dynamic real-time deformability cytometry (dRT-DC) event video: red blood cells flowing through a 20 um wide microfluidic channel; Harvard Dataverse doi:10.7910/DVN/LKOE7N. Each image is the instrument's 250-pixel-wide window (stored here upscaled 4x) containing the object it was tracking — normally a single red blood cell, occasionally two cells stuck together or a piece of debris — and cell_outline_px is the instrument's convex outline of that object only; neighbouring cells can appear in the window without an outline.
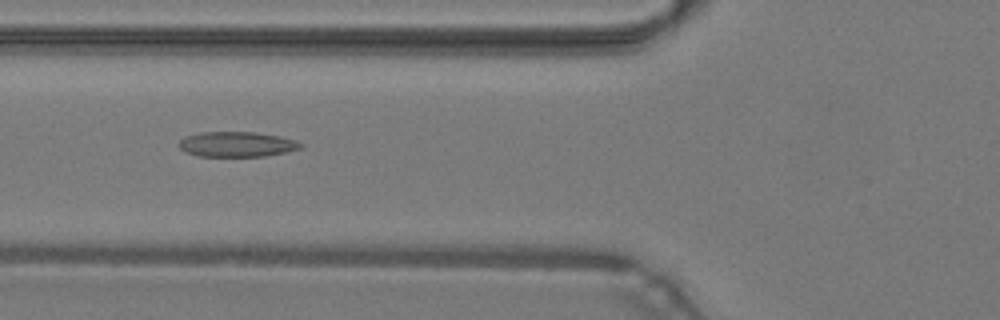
{"species": "common noctule bat (a hibernating species)", "species_latin": "Nyctalus noctula", "temperature_condition": "warm", "stored_images_in_passage": 43, "camera_frame_rate_fps": 3000, "um_per_image_px": 0.085, "animal": {"sex": "male", "body_mass_g": 19.2, "forearm_length_mm": 51.8}, "frame": {"image": 1, "passage_image": 13, "time_ms": 4.0, "image_size_px": [1000, 320], "cell_outline_px": [[304, 144], [300, 148], [284, 152], [264, 156], [196, 156], [184, 152], [176, 144], [184, 136], [200, 132], [252, 132], [276, 136], [296, 140]], "centroid_in_image_um": [20.05, 12.26], "position_along_channel_um": 105.8, "area_um2": 17.8}}
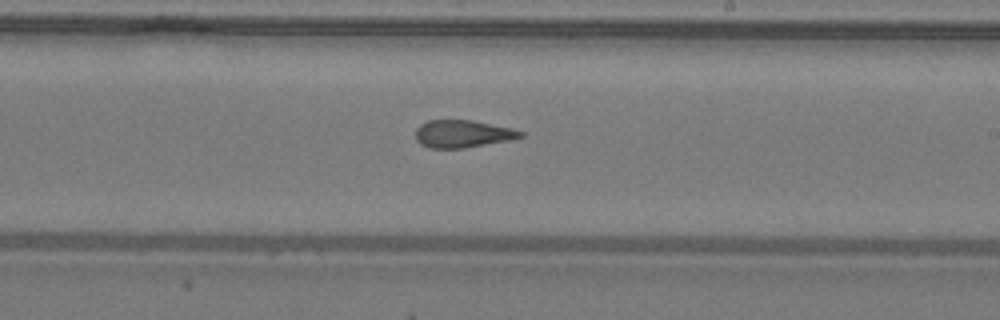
{"frame": {"image": 2, "passage_image": 23, "time_ms": 7.333, "image_size_px": [1000, 320], "cell_outline_px": [[524, 136], [508, 140], [464, 148], [432, 148], [420, 144], [416, 140], [416, 128], [420, 124], [428, 120], [472, 120], [512, 128], [524, 132]], "centroid_in_image_um": [39.31, 11.37], "position_along_channel_um": 249.7, "area_um2": 16.76}}
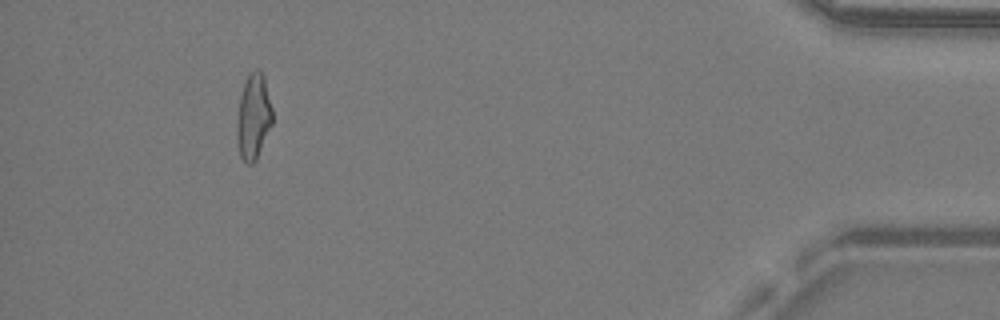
{"frame": {"image": 3, "passage_image": 39, "time_ms": 12.667, "image_size_px": [1000, 320], "cell_outline_px": [[272, 124], [256, 160], [252, 164], [248, 164], [240, 156], [236, 136], [236, 124], [240, 96], [248, 72], [256, 68], [260, 68], [264, 76], [272, 108]], "centroid_in_image_um": [21.54, 9.88], "position_along_channel_um": 413.7, "area_um2": 17.86}, "authors_computed_cell_mechanics": {"area_um2": 17.8024, "velocity_mm_per_s": 4.3119, "shape_relaxation_time_tau1_ms": null, "shape_relaxation_time_tau2_ms": 2.2215, "deformation_change_tau1": null, "deformation_change_tau2": 0.1196}}